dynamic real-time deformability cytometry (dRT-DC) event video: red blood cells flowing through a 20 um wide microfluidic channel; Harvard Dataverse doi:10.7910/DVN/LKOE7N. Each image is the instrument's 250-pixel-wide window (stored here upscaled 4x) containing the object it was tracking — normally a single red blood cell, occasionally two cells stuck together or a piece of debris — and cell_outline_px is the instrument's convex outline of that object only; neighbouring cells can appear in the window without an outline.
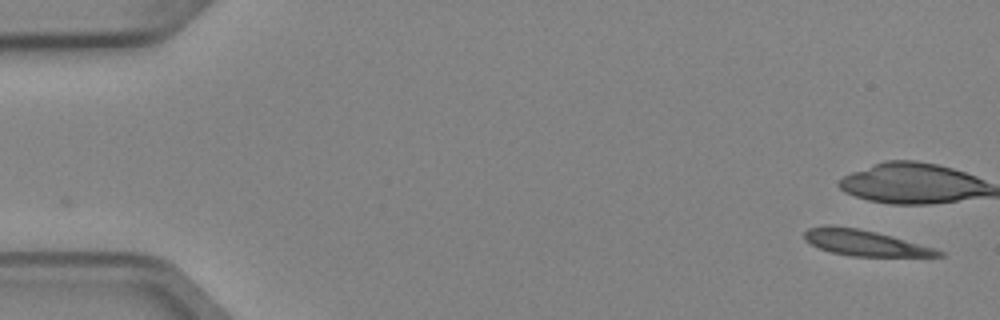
{"species": "Egyptian fruit bat (a non-hibernating species)", "species_latin": "Rousettus aegyptiacus", "temperature_condition": "cold", "stored_images_in_passage": 5, "camera_frame_rate_fps": 3000, "um_per_image_px": 0.085, "animal": {"sex": "female"}, "frame": {"image": 1, "passage_image": 1, "time_ms": 0.0, "image_size_px": [1000, 320], "cell_outline_px": [[944, 256], [852, 256], [832, 252], [820, 248], [804, 240], [804, 232], [808, 228], [824, 224], [832, 224], [860, 228], [892, 236], [936, 248], [944, 252]], "centroid_in_image_um": [73.48, 20.61], "position_along_channel_um": 11.5, "area_um2": 20.29}}